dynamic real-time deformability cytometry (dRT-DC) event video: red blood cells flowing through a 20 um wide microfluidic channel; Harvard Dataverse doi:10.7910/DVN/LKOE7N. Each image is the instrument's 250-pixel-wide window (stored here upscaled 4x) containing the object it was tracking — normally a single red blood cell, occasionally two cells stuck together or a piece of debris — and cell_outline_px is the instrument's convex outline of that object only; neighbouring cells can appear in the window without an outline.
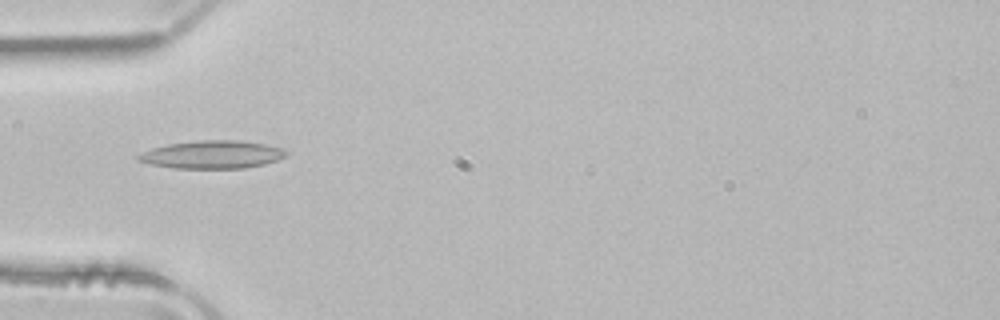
{"species": "common noctule bat (a hibernating species)", "species_latin": "Nyctalus noctula", "temperature_condition": "room temperature", "stored_images_in_passage": 38, "camera_frame_rate_fps": 3000, "um_per_image_px": 0.085, "animal": {"sex": "male", "body_mass_g": 21.5, "forearm_length_mm": 52.0}, "frame": {"image": 1, "passage_image": 3, "time_ms": 0.667, "image_size_px": [1000, 320], "cell_outline_px": [[288, 152], [284, 156], [276, 160], [264, 164], [244, 168], [172, 168], [152, 164], [136, 160], [136, 156], [152, 148], [168, 144], [200, 140], [236, 140], [264, 144], [280, 148]], "centroid_in_image_um": [18.01, 13.14], "position_along_channel_um": 67.0, "area_um2": 23.76}}
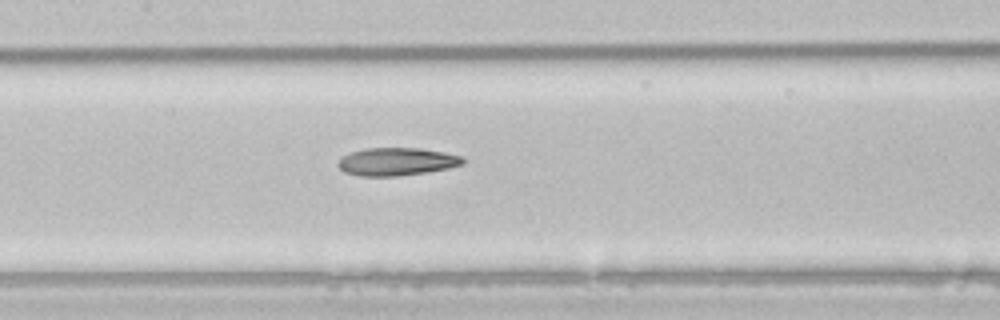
{"frame": {"image": 2, "passage_image": 11, "time_ms": 3.333, "image_size_px": [1000, 320], "cell_outline_px": [[464, 164], [448, 168], [428, 172], [396, 176], [360, 176], [344, 172], [336, 164], [344, 156], [352, 152], [364, 148], [420, 148], [444, 152], [460, 156], [464, 160]], "centroid_in_image_um": [33.72, 13.74], "position_along_channel_um": 173.7, "area_um2": 20.17}}
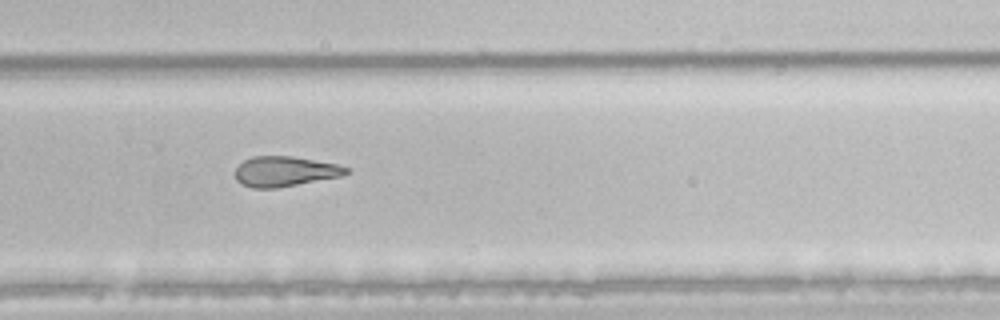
{"frame": {"image": 3, "passage_image": 21, "time_ms": 6.667, "image_size_px": [1000, 320], "cell_outline_px": [[352, 172], [344, 176], [276, 188], [252, 188], [236, 180], [236, 168], [244, 160], [252, 156], [292, 156], [336, 164], [348, 168]], "centroid_in_image_um": [24.25, 14.57], "position_along_channel_um": 305.5, "area_um2": 19.48}, "authors_computed_cell_mechanics": {"area_um2": 21.097, "velocity_mm_per_s": 3.9812, "shape_relaxation_time_tau1_ms": 10.2984, "shape_relaxation_time_tau2_ms": 7.6774, "deformation_change_tau1": 0.2523, "deformation_change_tau2": 0.2036}}